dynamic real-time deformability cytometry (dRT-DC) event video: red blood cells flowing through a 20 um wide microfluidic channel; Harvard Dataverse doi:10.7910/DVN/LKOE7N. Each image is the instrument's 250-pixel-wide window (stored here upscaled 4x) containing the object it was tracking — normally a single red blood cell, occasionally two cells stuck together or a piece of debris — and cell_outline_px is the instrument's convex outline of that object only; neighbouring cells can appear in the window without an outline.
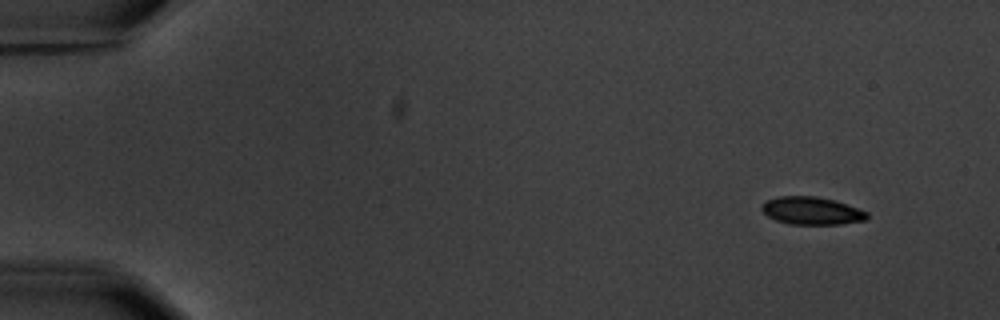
{"species": "common noctule bat (a hibernating species)", "species_latin": "Nyctalus noctula", "temperature_condition": "warm", "stored_images_in_passage": 6, "camera_frame_rate_fps": 3000, "um_per_image_px": 0.085, "animal": {"sex": "male", "body_mass_g": 20.1, "forearm_length_mm": 53.5}, "frame": {"image": 1, "passage_image": 1, "time_ms": 0.0, "image_size_px": [1000, 320], "cell_outline_px": [[868, 220], [840, 224], [788, 224], [776, 220], [768, 216], [760, 208], [760, 204], [764, 200], [776, 196], [816, 196], [832, 200], [868, 212]], "centroid_in_image_um": [68.93, 17.91], "position_along_channel_um": 16.1, "area_um2": 17.05}}
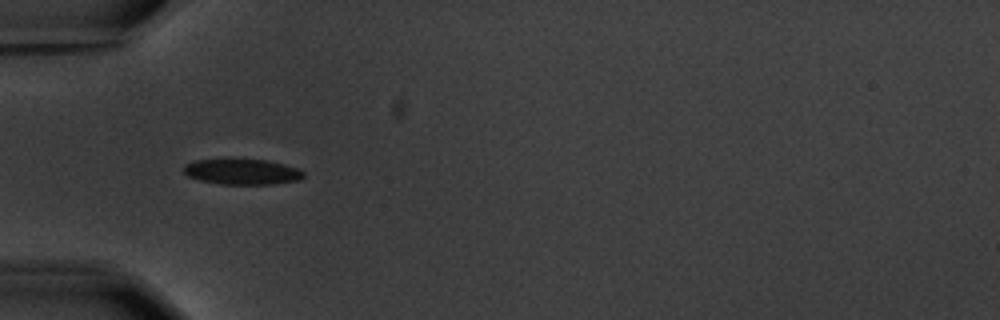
{"frame": {"image": 2, "passage_image": 5, "time_ms": 4.667, "image_size_px": [1000, 320], "cell_outline_px": [[304, 176], [300, 180], [276, 184], [220, 184], [200, 180], [188, 176], [184, 172], [184, 164], [196, 160], [264, 160], [284, 164], [300, 168], [304, 172]], "centroid_in_image_um": [20.63, 14.61], "position_along_channel_um": 64.4, "area_um2": 17.74}}
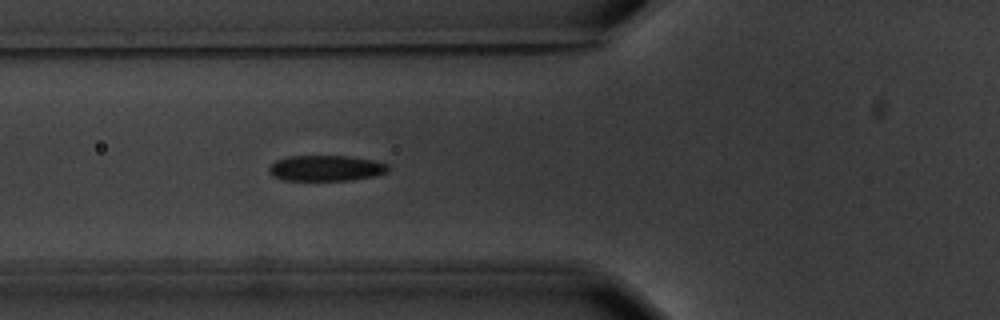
{"frame": {"image": 3, "passage_image": 6, "time_ms": 5.667, "image_size_px": [1000, 320], "cell_outline_px": [[388, 172], [372, 176], [348, 180], [284, 180], [272, 176], [268, 172], [268, 168], [276, 160], [288, 156], [348, 156], [372, 160], [388, 164]], "centroid_in_image_um": [27.67, 14.29], "position_along_channel_um": 98.1, "area_um2": 17.74}}